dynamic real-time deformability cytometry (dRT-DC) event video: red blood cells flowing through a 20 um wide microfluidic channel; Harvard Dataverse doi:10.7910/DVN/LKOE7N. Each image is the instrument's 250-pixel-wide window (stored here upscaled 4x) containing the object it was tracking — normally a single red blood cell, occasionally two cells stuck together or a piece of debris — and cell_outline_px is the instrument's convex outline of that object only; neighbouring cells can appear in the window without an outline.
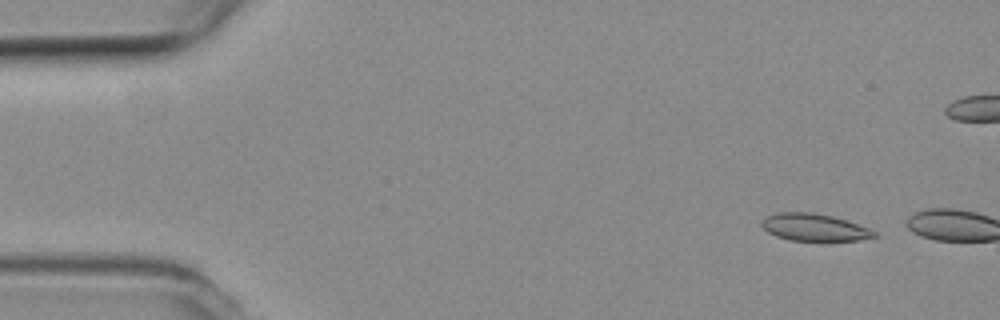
{"species": "common noctule bat (a hibernating species)", "species_latin": "Nyctalus noctula", "temperature_condition": "room temperature", "stored_images_in_passage": 5, "camera_frame_rate_fps": 3000, "um_per_image_px": 0.085, "animal": {"sex": "female", "body_mass_g": 19.3, "forearm_length_mm": 54.1}, "frame": {"image": 1, "passage_image": 2, "time_ms": 0.333, "image_size_px": [1000, 320], "cell_outline_px": [[880, 236], [856, 240], [788, 240], [776, 236], [768, 232], [760, 224], [768, 216], [776, 212], [812, 212], [832, 216], [868, 228], [876, 232]], "centroid_in_image_um": [69.2, 19.32], "position_along_channel_um": 15.8, "area_um2": 17.57}}